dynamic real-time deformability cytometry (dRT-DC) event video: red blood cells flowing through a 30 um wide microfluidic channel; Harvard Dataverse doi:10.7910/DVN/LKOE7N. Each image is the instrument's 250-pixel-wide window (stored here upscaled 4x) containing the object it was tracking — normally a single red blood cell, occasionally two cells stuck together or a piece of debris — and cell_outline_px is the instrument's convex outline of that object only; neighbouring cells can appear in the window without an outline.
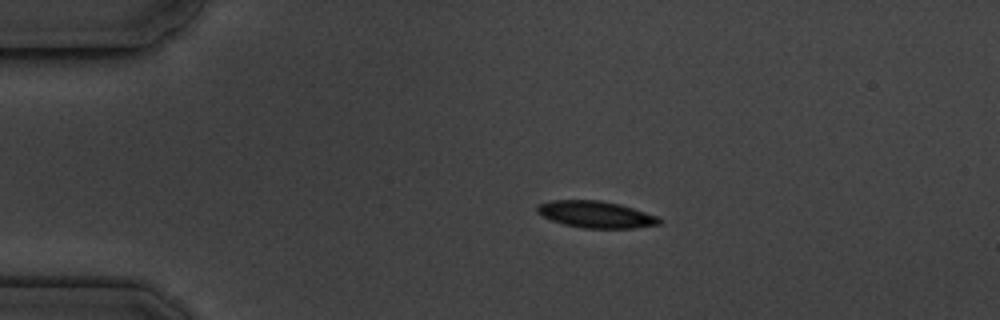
{"species": "common noctule bat (a hibernating species)", "species_latin": "Nyctalus noctula", "temperature_condition": "cold", "stored_images_in_passage": 4, "camera_frame_rate_fps": 3000, "um_per_image_px": 0.085, "animal": {"sex": "male", "body_mass_g": 19.5, "forearm_length_mm": 54.6}, "frame": {"image": 1, "passage_image": 2, "time_ms": 1.333, "image_size_px": [1000, 320], "cell_outline_px": [[664, 220], [660, 224], [636, 228], [584, 228], [564, 224], [552, 220], [536, 212], [536, 204], [552, 200], [600, 200], [620, 204], [656, 216]], "centroid_in_image_um": [50.64, 18.22], "position_along_channel_um": 34.4, "area_um2": 19.02}}
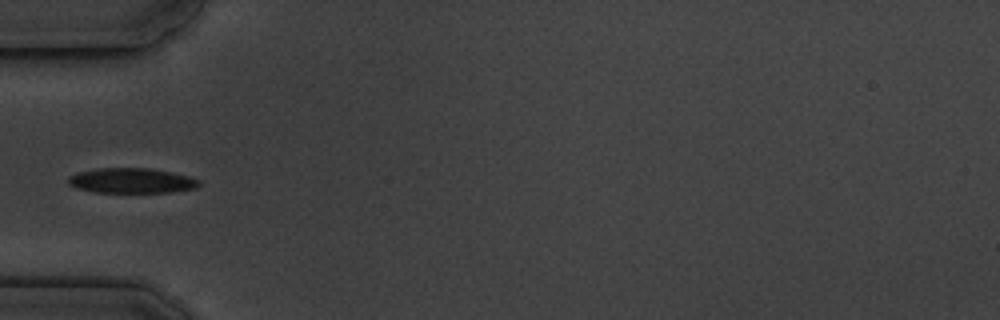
{"frame": {"image": 2, "passage_image": 4, "time_ms": 3.667, "image_size_px": [1000, 320], "cell_outline_px": [[200, 184], [196, 188], [172, 192], [92, 192], [76, 188], [68, 184], [68, 176], [80, 172], [100, 168], [148, 168], [188, 176], [200, 180]], "centroid_in_image_um": [11.17, 15.36], "position_along_channel_um": 73.8, "area_um2": 18.96}}